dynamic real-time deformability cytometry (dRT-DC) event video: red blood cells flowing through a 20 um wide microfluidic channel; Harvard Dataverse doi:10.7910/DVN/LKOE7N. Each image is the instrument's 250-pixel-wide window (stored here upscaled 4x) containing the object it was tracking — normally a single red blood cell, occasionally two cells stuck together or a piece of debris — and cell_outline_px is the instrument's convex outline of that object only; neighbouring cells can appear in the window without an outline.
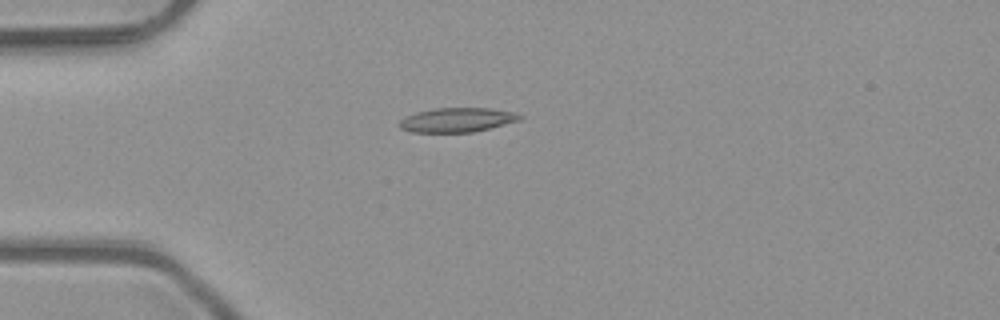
{"species": "common noctule bat (a hibernating species)", "species_latin": "Nyctalus noctula", "temperature_condition": "room temperature", "stored_images_in_passage": 2, "camera_frame_rate_fps": 3000, "um_per_image_px": 0.085, "animal": {"sex": "male", "body_mass_g": 23.1, "forearm_length_mm": 52.7}, "frame": {"image": 1, "passage_image": 2, "time_ms": 0.333, "image_size_px": [1000, 320], "cell_outline_px": [[524, 116], [520, 120], [472, 132], [412, 132], [400, 128], [400, 120], [404, 116], [416, 112], [432, 108], [488, 108], [516, 112]], "centroid_in_image_um": [38.84, 10.18], "position_along_channel_um": 46.2, "area_um2": 17.05}}